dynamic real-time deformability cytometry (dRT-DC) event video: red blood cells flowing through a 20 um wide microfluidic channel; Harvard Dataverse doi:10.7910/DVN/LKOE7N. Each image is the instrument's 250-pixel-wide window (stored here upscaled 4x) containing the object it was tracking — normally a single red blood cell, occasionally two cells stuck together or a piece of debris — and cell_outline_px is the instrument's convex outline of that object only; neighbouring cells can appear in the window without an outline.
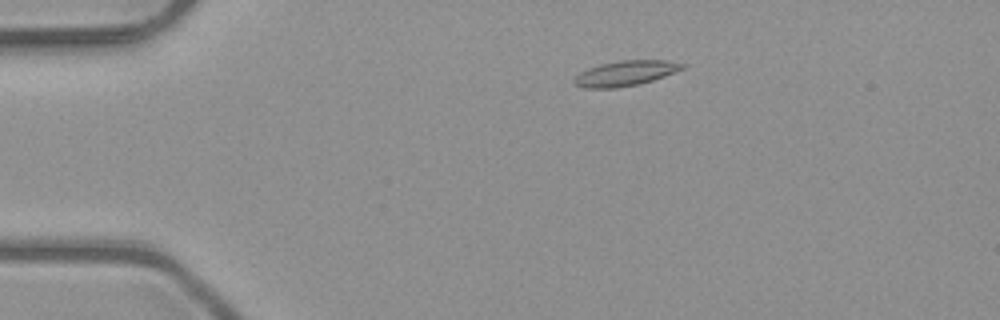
{"species": "common noctule bat (a hibernating species)", "species_latin": "Nyctalus noctula", "temperature_condition": "room temperature", "stored_images_in_passage": 4, "camera_frame_rate_fps": 3000, "um_per_image_px": 0.085, "animal": {"sex": "male", "body_mass_g": 23.1, "forearm_length_mm": 52.7}, "frame": {"image": 1, "passage_image": 3, "time_ms": 0.667, "image_size_px": [1000, 320], "cell_outline_px": [[688, 64], [684, 68], [664, 76], [640, 84], [616, 88], [584, 88], [576, 84], [572, 80], [580, 72], [588, 68], [600, 64], [620, 60], [668, 60]], "centroid_in_image_um": [53.18, 6.22], "position_along_channel_um": 31.8, "area_um2": 15.9}}